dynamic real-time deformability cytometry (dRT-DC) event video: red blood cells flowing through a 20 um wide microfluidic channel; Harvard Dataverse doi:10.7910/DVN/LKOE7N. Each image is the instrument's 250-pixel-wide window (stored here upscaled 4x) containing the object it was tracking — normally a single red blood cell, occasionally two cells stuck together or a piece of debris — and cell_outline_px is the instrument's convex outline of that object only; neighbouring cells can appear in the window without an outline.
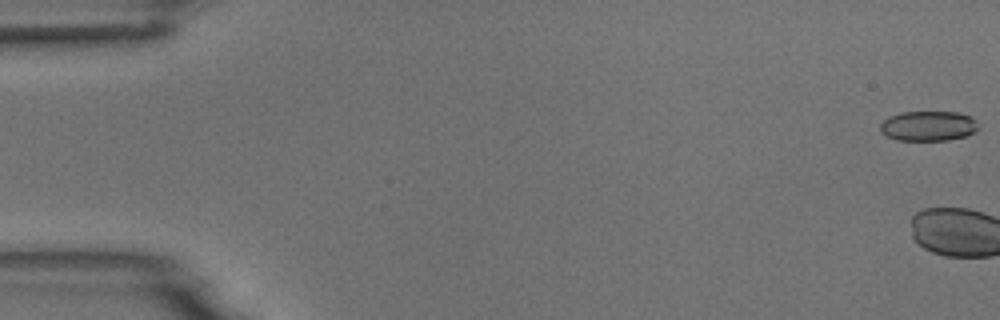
{"species": "common noctule bat (a hibernating species)", "species_latin": "Nyctalus noctula", "temperature_condition": "room temperature", "stored_images_in_passage": 5, "segment_of_instrument_passage": [1, 2], "camera_frame_rate_fps": 3000, "um_per_image_px": 0.085, "animal": {"sex": "male", "body_mass_g": 18.8}, "frame": {"image": 1, "passage_image": 1, "time_ms": 0.0, "image_size_px": [1000, 320], "cell_outline_px": [[980, 124], [972, 132], [964, 136], [948, 140], [896, 140], [880, 132], [880, 124], [888, 116], [900, 112], [960, 112], [972, 116]], "centroid_in_image_um": [78.89, 10.69], "position_along_channel_um": 6.1, "area_um2": 17.22}}